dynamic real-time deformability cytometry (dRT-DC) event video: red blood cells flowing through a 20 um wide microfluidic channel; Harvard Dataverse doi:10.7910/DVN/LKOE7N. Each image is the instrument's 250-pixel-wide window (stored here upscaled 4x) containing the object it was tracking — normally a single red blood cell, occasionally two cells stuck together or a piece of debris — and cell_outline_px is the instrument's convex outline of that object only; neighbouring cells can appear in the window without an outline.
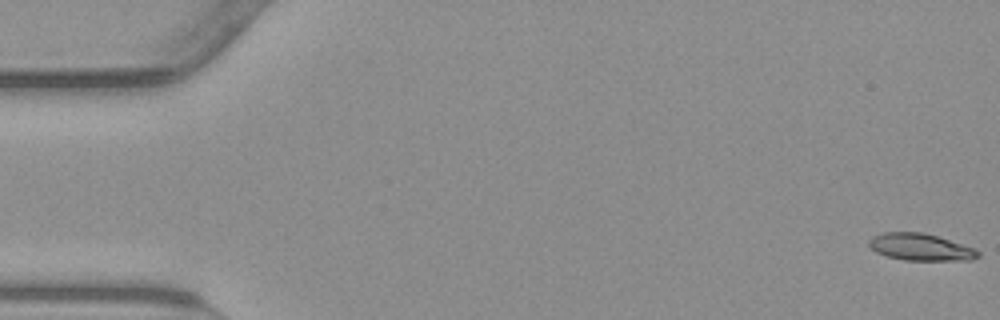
{"species": "common noctule bat (a hibernating species)", "species_latin": "Nyctalus noctula", "temperature_condition": "warm", "stored_images_in_passage": 55, "camera_frame_rate_fps": 3000, "um_per_image_px": 0.085, "animal": {"sex": "male", "body_mass_g": 23.1, "forearm_length_mm": 52.7}, "frame": {"image": 1, "passage_image": 1, "time_ms": 0.0, "image_size_px": [1000, 320], "cell_outline_px": [[980, 256], [972, 260], [904, 260], [888, 256], [876, 252], [868, 244], [868, 240], [872, 236], [884, 232], [924, 232], [976, 248], [980, 252]], "centroid_in_image_um": [78.27, 21.0], "position_along_channel_um": 6.7, "area_um2": 17.22}}
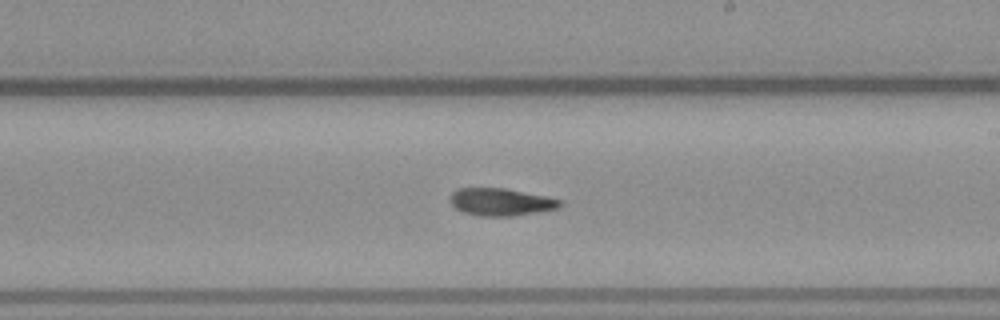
{"frame": {"image": 2, "passage_image": 32, "time_ms": 10.333, "image_size_px": [1000, 320], "cell_outline_px": [[564, 204], [556, 208], [540, 212], [512, 216], [480, 216], [464, 212], [456, 208], [452, 204], [452, 192], [460, 188], [504, 188], [548, 196], [564, 200]], "centroid_in_image_um": [42.66, 17.17], "position_along_channel_um": 246.3, "area_um2": 17.57}}
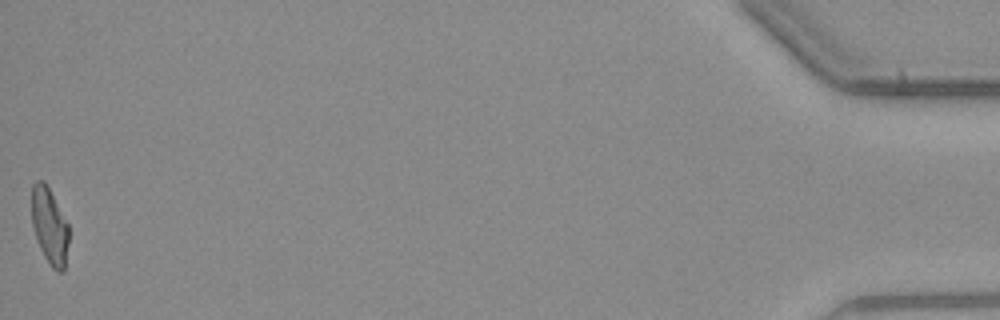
{"frame": {"image": 3, "passage_image": 55, "time_ms": 18.0, "image_size_px": [1000, 320], "cell_outline_px": [[68, 244], [64, 272], [56, 272], [52, 268], [44, 256], [36, 240], [32, 224], [32, 184], [36, 180], [44, 180], [68, 224]], "centroid_in_image_um": [4.2, 19.24], "position_along_channel_um": 431.0, "area_um2": 16.47}}